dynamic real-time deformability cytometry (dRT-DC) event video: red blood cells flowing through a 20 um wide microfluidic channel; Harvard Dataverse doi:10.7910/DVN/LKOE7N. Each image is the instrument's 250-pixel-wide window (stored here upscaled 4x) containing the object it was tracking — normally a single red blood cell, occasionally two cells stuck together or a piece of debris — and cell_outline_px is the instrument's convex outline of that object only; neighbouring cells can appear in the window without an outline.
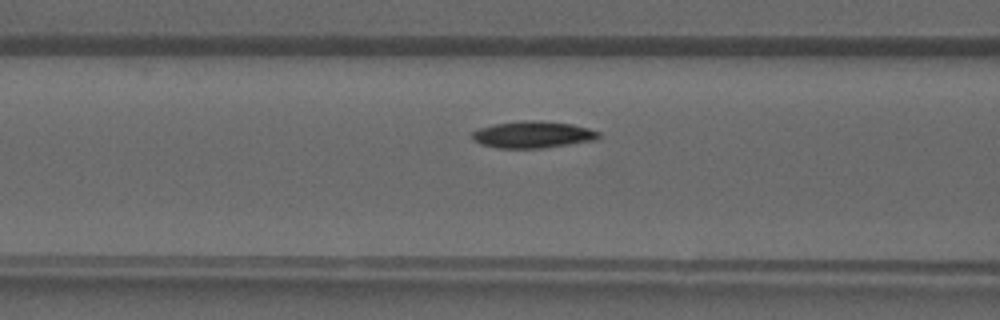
{"species": "common noctule bat (a hibernating species)", "species_latin": "Nyctalus noctula", "temperature_condition": "warm", "stored_images_in_passage": 32, "camera_frame_rate_fps": 3000, "um_per_image_px": 0.085, "animal": {"sex": "male", "forearm_length_mm": 52.5}, "frame": {"image": 1, "passage_image": 8, "time_ms": 2.333, "image_size_px": [1000, 320], "cell_outline_px": [[600, 136], [596, 140], [540, 148], [496, 148], [480, 144], [472, 140], [472, 132], [480, 128], [492, 124], [524, 120], [536, 120], [572, 124], [588, 128], [600, 132]], "centroid_in_image_um": [45.26, 11.44], "position_along_channel_um": 121.3, "area_um2": 19.77}}
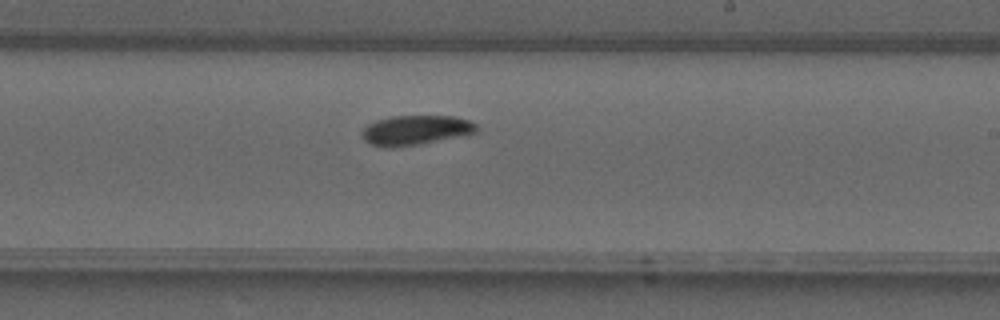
{"frame": {"image": 2, "passage_image": 16, "time_ms": 5.0, "image_size_px": [1000, 320], "cell_outline_px": [[476, 132], [468, 136], [420, 144], [392, 148], [384, 148], [368, 144], [364, 140], [360, 132], [368, 124], [376, 120], [392, 116], [456, 116], [472, 120], [476, 124]], "centroid_in_image_um": [35.35, 11.08], "position_along_channel_um": 253.7, "area_um2": 20.4}}
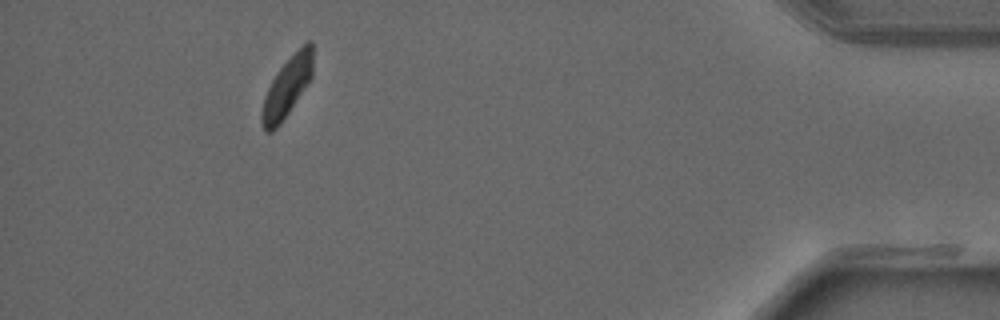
{"frame": {"image": 3, "passage_image": 29, "time_ms": 9.333, "image_size_px": [1000, 320], "cell_outline_px": [[312, 76], [308, 84], [288, 112], [276, 128], [272, 132], [268, 132], [264, 128], [260, 120], [260, 116], [264, 96], [276, 72], [308, 40], [312, 40]], "centroid_in_image_um": [24.38, 7.41], "position_along_channel_um": 410.8, "area_um2": 17.34}}